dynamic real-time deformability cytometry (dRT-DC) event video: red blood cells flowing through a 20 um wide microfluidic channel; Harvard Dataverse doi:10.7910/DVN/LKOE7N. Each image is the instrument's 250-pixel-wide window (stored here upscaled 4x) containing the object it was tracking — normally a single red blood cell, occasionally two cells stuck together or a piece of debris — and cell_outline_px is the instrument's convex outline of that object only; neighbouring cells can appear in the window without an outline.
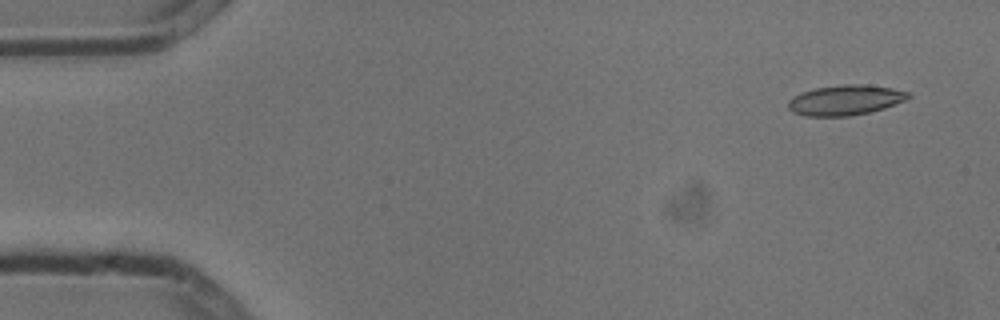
{"species": "common noctule bat (a hibernating species)", "species_latin": "Nyctalus noctula", "temperature_condition": "cold", "stored_images_in_passage": 5, "camera_frame_rate_fps": 3000, "um_per_image_px": 0.085, "animal": {"sex": "male", "body_mass_g": 13.3}, "frame": {"image": 1, "passage_image": 1, "time_ms": 0.0, "image_size_px": [1000, 320], "cell_outline_px": [[912, 96], [904, 100], [884, 108], [868, 112], [848, 116], [804, 116], [792, 112], [788, 108], [788, 100], [792, 96], [800, 92], [816, 88], [844, 84], [868, 84], [892, 88], [912, 92]], "centroid_in_image_um": [71.84, 8.5], "position_along_channel_um": 13.2, "area_um2": 21.27}}
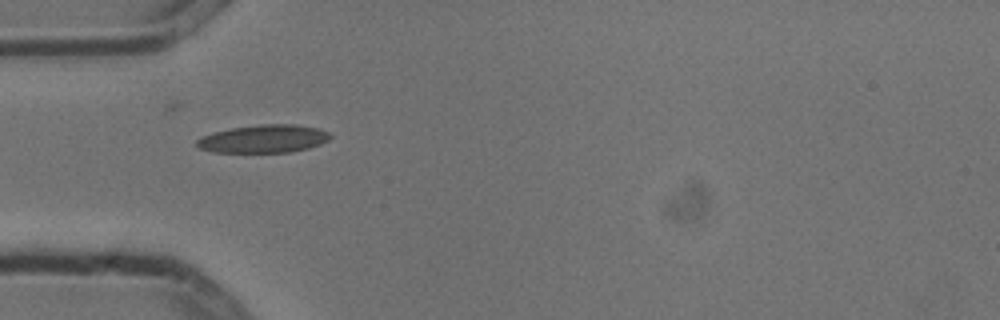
{"frame": {"image": 2, "passage_image": 4, "time_ms": 1.0, "image_size_px": [1000, 320], "cell_outline_px": [[332, 136], [328, 140], [320, 144], [308, 148], [288, 152], [212, 152], [200, 148], [196, 144], [196, 140], [204, 136], [216, 132], [232, 128], [260, 124], [296, 124], [320, 128], [328, 132]], "centroid_in_image_um": [22.45, 11.79], "position_along_channel_um": 62.5, "area_um2": 21.62}}
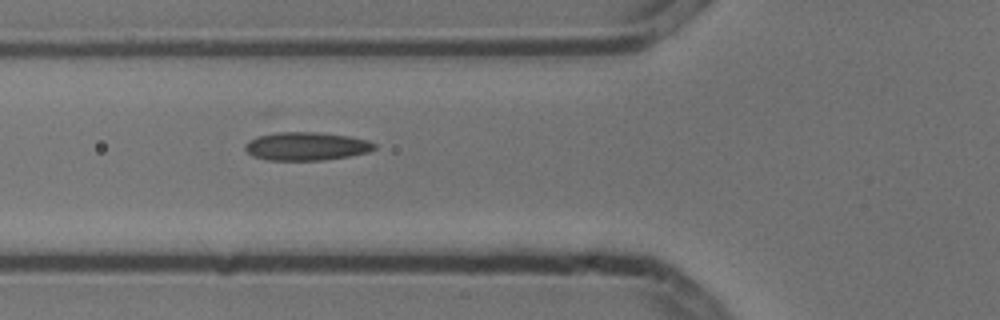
{"frame": {"image": 3, "passage_image": 5, "time_ms": 1.333, "image_size_px": [1000, 320], "cell_outline_px": [[376, 148], [368, 152], [352, 156], [324, 160], [268, 160], [252, 156], [244, 148], [244, 144], [248, 140], [256, 136], [276, 132], [320, 132], [348, 136], [368, 140], [376, 144]], "centroid_in_image_um": [26.03, 12.43], "position_along_channel_um": 99.8, "area_um2": 21.56}}